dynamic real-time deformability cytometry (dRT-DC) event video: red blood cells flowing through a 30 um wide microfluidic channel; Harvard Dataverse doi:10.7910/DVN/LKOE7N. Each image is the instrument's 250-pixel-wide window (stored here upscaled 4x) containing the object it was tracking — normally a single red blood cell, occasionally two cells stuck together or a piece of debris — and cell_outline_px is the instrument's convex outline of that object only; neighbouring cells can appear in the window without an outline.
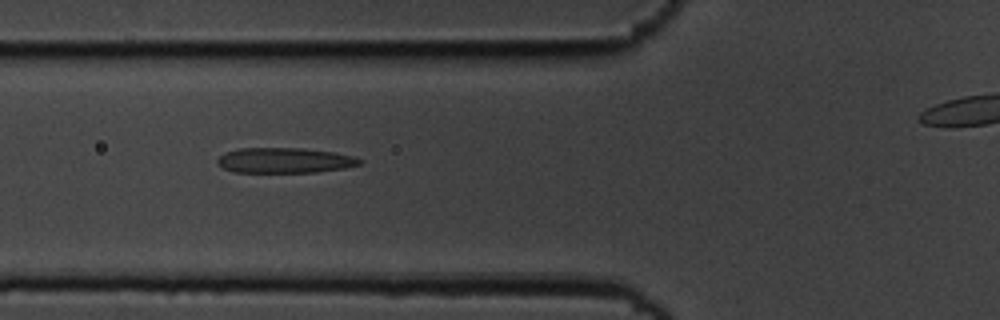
{"species": "common noctule bat (a hibernating species)", "species_latin": "Nyctalus noctula", "temperature_condition": "cold", "stored_images_in_passage": 35, "camera_frame_rate_fps": 3000, "um_per_image_px": 0.085, "animal": {"sex": "male", "body_mass_g": 19.5, "forearm_length_mm": 54.6}, "frame": {"image": 1, "passage_image": 6, "time_ms": 1.667, "image_size_px": [1000, 320], "cell_outline_px": [[364, 160], [360, 164], [344, 168], [316, 172], [232, 172], [224, 168], [216, 160], [224, 152], [240, 148], [304, 148], [332, 152], [356, 156]], "centroid_in_image_um": [24.22, 13.63], "position_along_channel_um": 101.6, "area_um2": 20.98}}
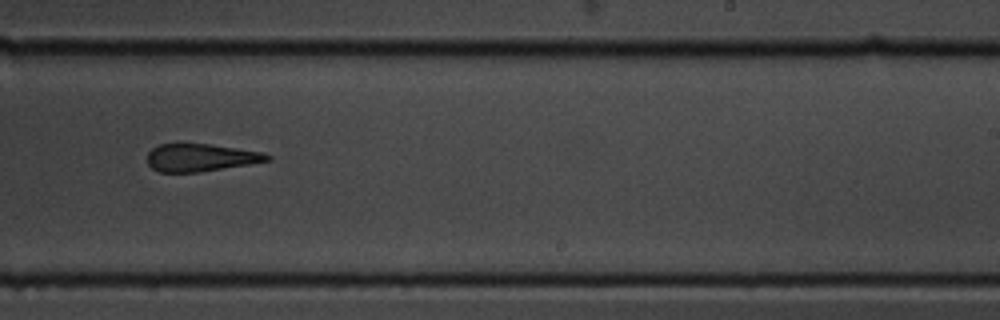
{"frame": {"image": 2, "passage_image": 20, "time_ms": 6.333, "image_size_px": [1000, 320], "cell_outline_px": [[272, 160], [200, 172], [160, 172], [152, 168], [148, 164], [148, 152], [152, 148], [160, 144], [180, 140], [264, 152], [272, 156]], "centroid_in_image_um": [17.02, 13.35], "position_along_channel_um": 272.0, "area_um2": 19.88}}
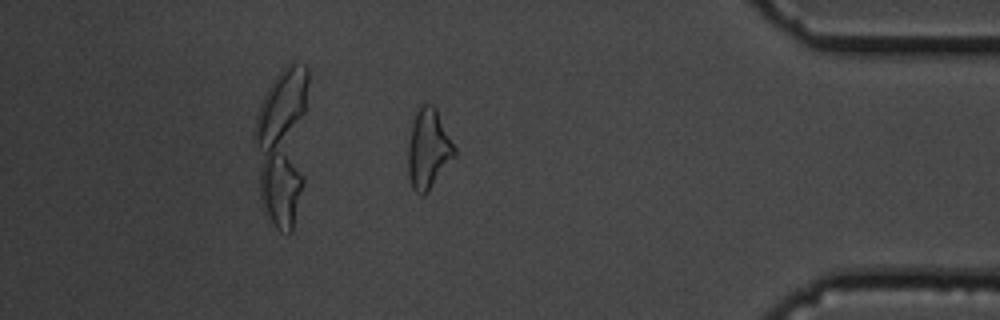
{"frame": {"image": 3, "passage_image": 33, "time_ms": 10.667, "image_size_px": [1000, 320], "cell_outline_px": [[456, 156], [424, 196], [420, 196], [412, 188], [408, 176], [408, 144], [412, 124], [416, 112], [420, 104], [432, 104], [436, 108], [456, 148]], "centroid_in_image_um": [36.41, 12.68], "position_along_channel_um": 398.8, "area_um2": 21.73}, "authors_computed_cell_mechanics": {"area_um2": 20.9236, "velocity_mm_per_s": 3.6527, "shape_relaxation_time_tau1_ms": 11.3519, "shape_relaxation_time_tau2_ms": 2.5636, "deformation_change_tau1": 0.2655, "deformation_change_tau2": 0.1333}}